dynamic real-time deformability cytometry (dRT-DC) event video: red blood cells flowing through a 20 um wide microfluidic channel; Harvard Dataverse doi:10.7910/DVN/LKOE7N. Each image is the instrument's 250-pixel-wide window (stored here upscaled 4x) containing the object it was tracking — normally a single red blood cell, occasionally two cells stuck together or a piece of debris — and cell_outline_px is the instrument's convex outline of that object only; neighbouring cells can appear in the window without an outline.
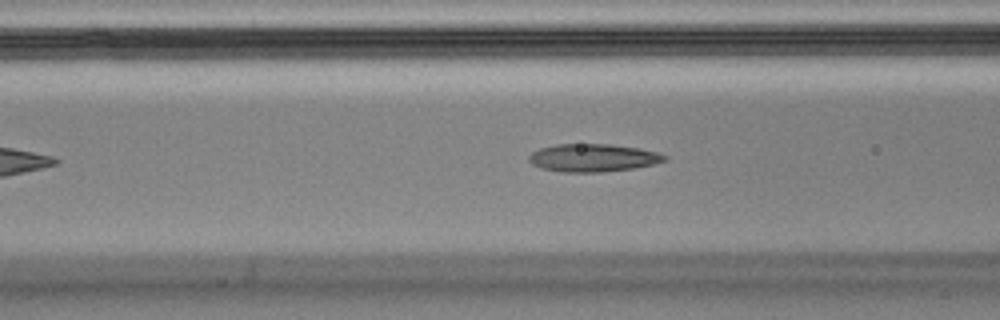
{"species": "Egyptian fruit bat (a non-hibernating species)", "species_latin": "Rousettus aegyptiacus", "temperature_condition": "cold", "stored_images_in_passage": 50, "camera_frame_rate_fps": 3000, "um_per_image_px": 0.085, "animal": {"sex": "male"}, "frame": {"image": 1, "passage_image": 15, "time_ms": 4.667, "image_size_px": [1000, 320], "cell_outline_px": [[668, 160], [652, 164], [632, 168], [600, 172], [560, 172], [540, 168], [532, 164], [528, 160], [528, 156], [532, 152], [540, 148], [556, 144], [608, 144], [636, 148], [656, 152], [668, 156]], "centroid_in_image_um": [50.35, 13.41], "position_along_channel_um": 116.2, "area_um2": 21.91}, "authors_computed_cell_mechanics": {"area_um2": 21.9062, "velocity_mm_per_s": 3.5845, "shape_relaxation_time_tau1_ms": null, "shape_relaxation_time_tau2_ms": 1.9316, "deformation_change_tau1": null, "deformation_change_tau2": 0.1094}}